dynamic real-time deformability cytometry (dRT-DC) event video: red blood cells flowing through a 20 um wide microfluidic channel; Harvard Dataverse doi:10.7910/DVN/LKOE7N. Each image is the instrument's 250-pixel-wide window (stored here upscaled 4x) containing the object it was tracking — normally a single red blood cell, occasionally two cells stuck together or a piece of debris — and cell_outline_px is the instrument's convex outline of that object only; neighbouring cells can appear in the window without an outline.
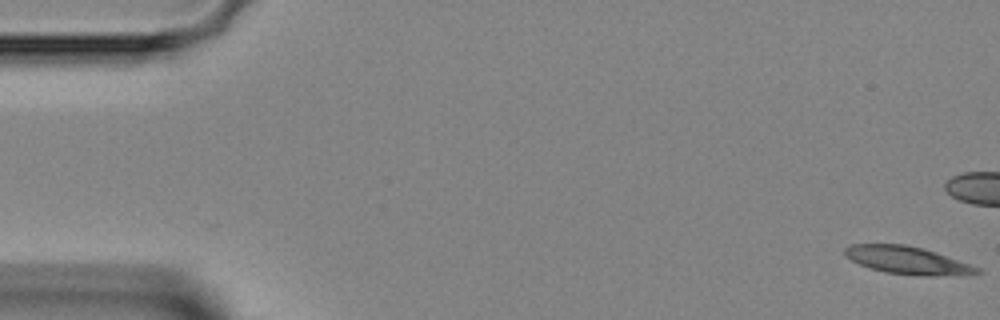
{"species": "Egyptian fruit bat (a non-hibernating species)", "species_latin": "Rousettus aegyptiacus", "temperature_condition": "room temperature", "stored_images_in_passage": 46, "camera_frame_rate_fps": 3000, "um_per_image_px": 0.085, "animal": {"sex": "female"}, "frame": {"image": 1, "passage_image": 1, "time_ms": 0.0, "image_size_px": [1000, 320], "cell_outline_px": [[984, 272], [968, 276], [920, 276], [884, 272], [860, 264], [844, 256], [844, 248], [852, 244], [904, 244], [924, 248], [936, 252], [980, 268]], "centroid_in_image_um": [77.2, 22.14], "position_along_channel_um": 7.8, "area_um2": 21.62}}
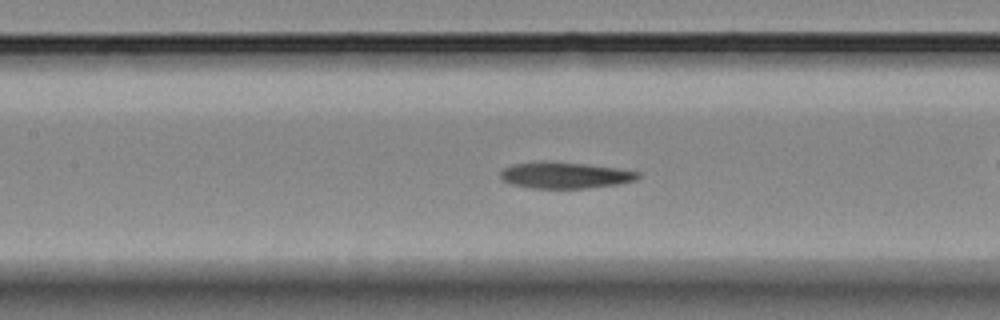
{"frame": {"image": 2, "passage_image": 21, "time_ms": 6.667, "image_size_px": [1000, 320], "cell_outline_px": [[640, 176], [636, 180], [620, 184], [588, 188], [532, 188], [512, 184], [500, 180], [500, 172], [504, 168], [512, 164], [540, 160], [584, 164], [616, 168], [640, 172]], "centroid_in_image_um": [47.99, 14.89], "position_along_channel_um": 159.4, "area_um2": 21.27}}
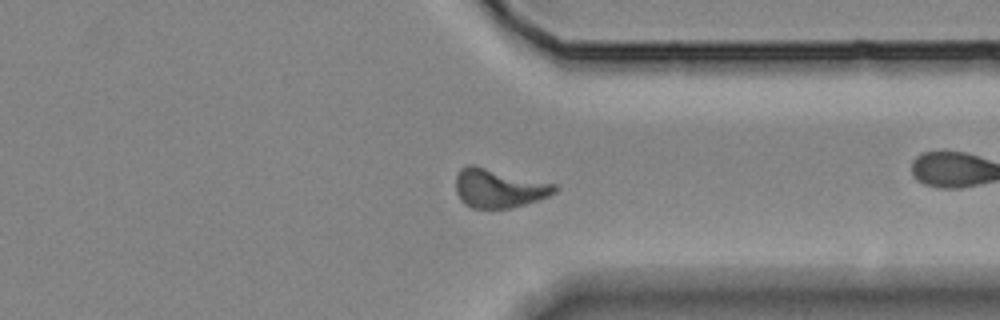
{"frame": {"image": 3, "passage_image": 36, "time_ms": 11.667, "image_size_px": [1000, 320], "cell_outline_px": [[556, 192], [548, 196], [512, 208], [472, 208], [464, 204], [460, 200], [456, 192], [456, 176], [460, 168], [468, 164], [472, 164], [556, 184]], "centroid_in_image_um": [42.35, 15.99], "position_along_channel_um": 369.0, "area_um2": 22.37}}